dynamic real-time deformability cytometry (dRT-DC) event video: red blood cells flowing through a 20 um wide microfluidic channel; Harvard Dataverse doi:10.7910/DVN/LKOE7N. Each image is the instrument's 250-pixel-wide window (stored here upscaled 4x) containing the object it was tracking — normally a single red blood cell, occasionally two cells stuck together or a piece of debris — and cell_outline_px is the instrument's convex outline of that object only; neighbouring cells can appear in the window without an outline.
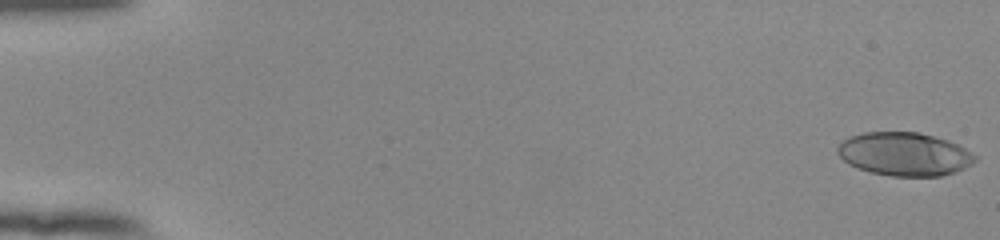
{"species": "human", "species_latin": "Homo sapiens", "temperature_condition": "room temperature", "stored_images_in_passage": 54, "camera_frame_rate_fps": 3000, "um_per_image_px": 0.085, "donor": {"sex": "female"}, "frame": {"image": 1, "passage_image": 1, "time_ms": 0.0, "image_size_px": [1000, 240], "cell_outline_px": [[976, 160], [972, 164], [956, 172], [940, 176], [892, 176], [872, 172], [848, 164], [836, 152], [836, 148], [848, 136], [864, 132], [916, 132], [948, 140], [972, 152], [976, 156]], "centroid_in_image_um": [76.87, 13.09], "position_along_channel_um": 8.1, "area_um2": 34.62}}
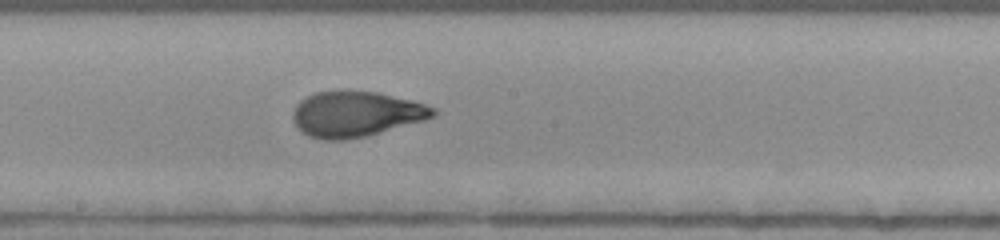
{"frame": {"image": 2, "passage_image": 31, "time_ms": 10.0, "image_size_px": [1000, 240], "cell_outline_px": [[436, 116], [424, 120], [364, 136], [344, 140], [324, 140], [308, 136], [300, 132], [292, 120], [292, 112], [296, 104], [300, 100], [316, 92], [376, 92], [412, 100], [436, 108]], "centroid_in_image_um": [30.22, 9.71], "position_along_channel_um": 218.0, "area_um2": 36.82}}
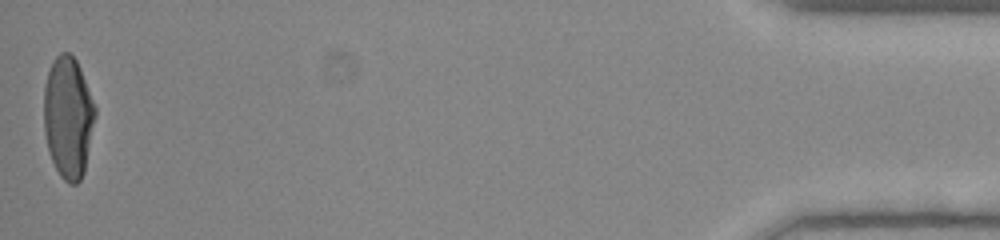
{"frame": {"image": 3, "passage_image": 54, "time_ms": 17.667, "image_size_px": [1000, 240], "cell_outline_px": [[96, 116], [84, 172], [80, 180], [76, 184], [68, 184], [60, 176], [48, 152], [44, 132], [44, 84], [52, 60], [60, 52], [68, 52], [76, 60], [80, 68], [96, 108]], "centroid_in_image_um": [5.78, 9.97], "position_along_channel_um": 429.4, "area_um2": 36.53}, "authors_computed_cell_mechanics": {"area_um2": 36.2984, "velocity_mm_per_s": 3.8916, "shape_relaxation_time_tau1_ms": 5.8636, "shape_relaxation_time_tau2_ms": null, "deformation_change_tau1": 0.2407, "deformation_change_tau2": null}}